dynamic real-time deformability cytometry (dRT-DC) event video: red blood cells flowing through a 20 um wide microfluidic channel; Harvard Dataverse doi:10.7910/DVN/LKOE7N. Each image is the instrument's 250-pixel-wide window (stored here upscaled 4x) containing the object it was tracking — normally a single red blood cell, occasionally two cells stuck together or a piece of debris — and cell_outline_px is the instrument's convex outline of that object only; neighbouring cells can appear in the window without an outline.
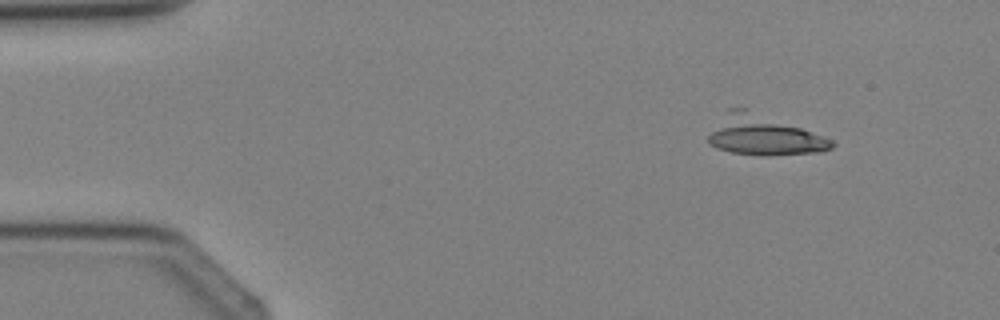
{"species": "Egyptian fruit bat (a non-hibernating species)", "species_latin": "Rousettus aegyptiacus", "temperature_condition": "cold", "stored_images_in_passage": 4, "camera_frame_rate_fps": 3000, "um_per_image_px": 0.085, "animal": {"sex": "female"}, "frame": {"image": 1, "passage_image": 1, "time_ms": 0.0, "image_size_px": [1000, 320], "cell_outline_px": [[836, 144], [832, 148], [820, 152], [764, 156], [732, 152], [716, 148], [708, 140], [708, 136], [728, 108], [744, 108], [800, 128], [832, 140]], "centroid_in_image_um": [64.9, 11.52], "position_along_channel_um": 20.1, "area_um2": 27.86}}